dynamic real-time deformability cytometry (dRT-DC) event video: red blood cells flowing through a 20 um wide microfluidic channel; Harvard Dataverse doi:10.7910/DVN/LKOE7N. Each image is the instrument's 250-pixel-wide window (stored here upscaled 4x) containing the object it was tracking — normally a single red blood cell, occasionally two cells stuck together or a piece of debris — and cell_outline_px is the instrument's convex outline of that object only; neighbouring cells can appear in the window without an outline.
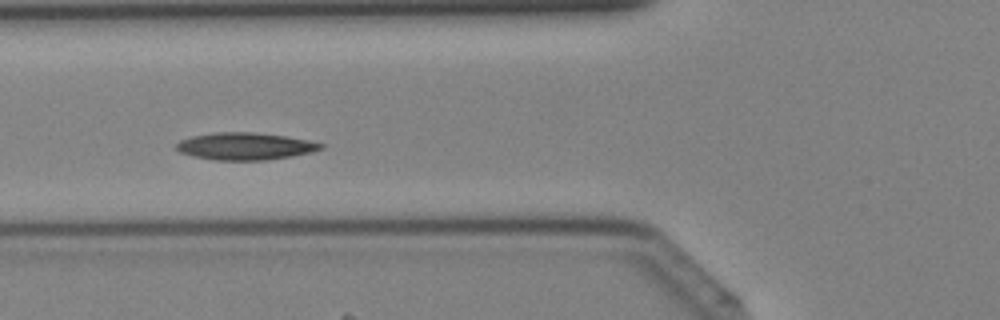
{"species": "Egyptian fruit bat (a non-hibernating species)", "species_latin": "Rousettus aegyptiacus", "temperature_condition": "cold", "stored_images_in_passage": 29, "camera_frame_rate_fps": 3000, "um_per_image_px": 0.085, "animal": {"sex": "female"}, "frame": {"image": 1, "passage_image": 3, "time_ms": 0.667, "image_size_px": [1000, 320], "cell_outline_px": [[324, 148], [312, 152], [292, 156], [268, 160], [216, 160], [192, 156], [180, 152], [176, 148], [176, 144], [180, 140], [192, 136], [212, 132], [252, 132], [284, 136], [308, 140], [324, 144]], "centroid_in_image_um": [20.83, 12.43], "position_along_channel_um": 105.0, "area_um2": 22.95}}
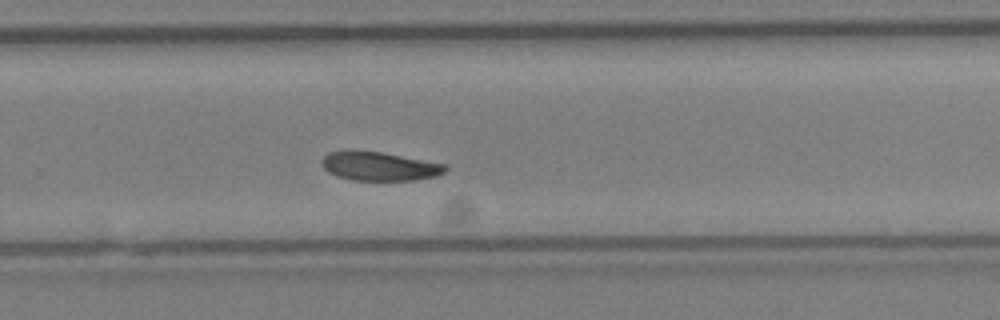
{"frame": {"image": 2, "passage_image": 15, "time_ms": 4.667, "image_size_px": [1000, 320], "cell_outline_px": [[448, 168], [440, 176], [412, 180], [352, 180], [336, 176], [328, 172], [324, 168], [320, 160], [328, 152], [380, 152], [448, 164]], "centroid_in_image_um": [32.3, 14.15], "position_along_channel_um": 297.5, "area_um2": 20.52}}
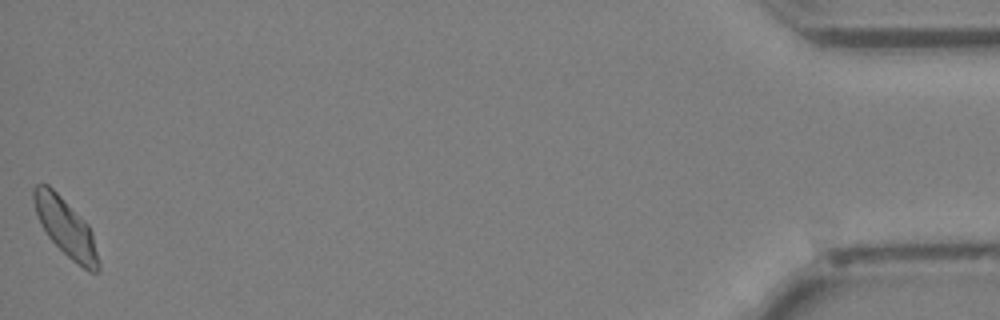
{"frame": {"image": 3, "passage_image": 29, "time_ms": 9.333, "image_size_px": [1000, 320], "cell_outline_px": [[100, 272], [88, 272], [72, 260], [48, 236], [40, 224], [36, 212], [32, 196], [32, 188], [36, 184], [48, 184], [88, 224], [92, 232], [100, 264]], "centroid_in_image_um": [5.59, 19.35], "position_along_channel_um": 429.6, "area_um2": 21.62}}